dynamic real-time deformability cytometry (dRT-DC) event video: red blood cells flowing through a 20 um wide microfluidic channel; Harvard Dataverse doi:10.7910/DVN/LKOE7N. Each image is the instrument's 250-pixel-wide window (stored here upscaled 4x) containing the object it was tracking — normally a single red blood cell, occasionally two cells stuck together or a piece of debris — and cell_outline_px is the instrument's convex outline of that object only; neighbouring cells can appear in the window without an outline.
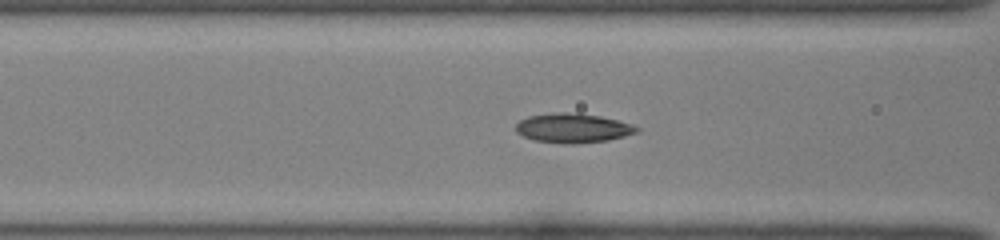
{"species": "common noctule bat (a hibernating species)", "species_latin": "Nyctalus noctula", "temperature_condition": "room temperature", "stored_images_in_passage": 44, "camera_frame_rate_fps": 3000, "um_per_image_px": 0.085, "animal": {"sex": "female", "body_mass_g": 22.0, "forearm_length_mm": 56.7}, "frame": {"image": 1, "passage_image": 15, "time_ms": 4.667, "image_size_px": [1000, 240], "cell_outline_px": [[640, 128], [636, 132], [624, 136], [608, 140], [576, 144], [560, 144], [532, 140], [516, 132], [516, 124], [520, 120], [528, 116], [552, 112], [576, 112], [600, 116], [632, 124]], "centroid_in_image_um": [48.66, 10.88], "position_along_channel_um": 117.9, "area_um2": 20.92}}
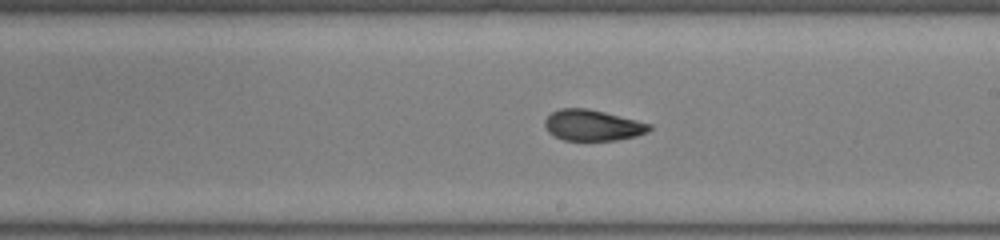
{"frame": {"image": 2, "passage_image": 24, "time_ms": 7.667, "image_size_px": [1000, 240], "cell_outline_px": [[652, 128], [648, 132], [636, 136], [616, 140], [564, 140], [548, 132], [544, 124], [544, 120], [552, 112], [560, 108], [588, 108], [652, 124]], "centroid_in_image_um": [50.37, 10.64], "position_along_channel_um": 238.6, "area_um2": 18.79}}
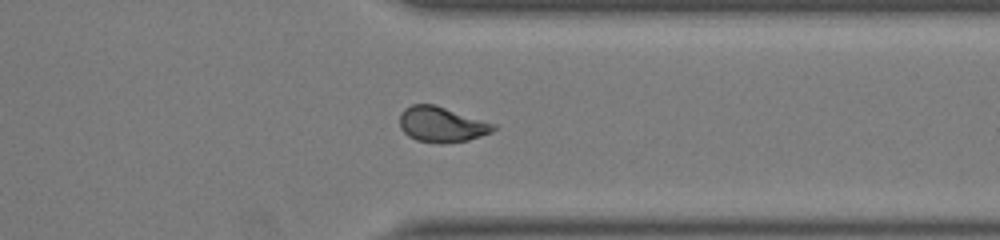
{"frame": {"image": 3, "passage_image": 34, "time_ms": 11.0, "image_size_px": [1000, 240], "cell_outline_px": [[496, 128], [492, 132], [468, 140], [444, 144], [440, 144], [416, 140], [408, 136], [400, 128], [400, 112], [404, 108], [412, 104], [432, 104], [496, 124]], "centroid_in_image_um": [37.51, 10.59], "position_along_channel_um": 373.9, "area_um2": 19.31}, "authors_computed_cell_mechanics": {"area_um2": 18.785, "velocity_mm_per_s": 4.0409, "shape_relaxation_time_tau1_ms": null, "shape_relaxation_time_tau2_ms": 1.6571, "deformation_change_tau1": null, "deformation_change_tau2": 0.067}}